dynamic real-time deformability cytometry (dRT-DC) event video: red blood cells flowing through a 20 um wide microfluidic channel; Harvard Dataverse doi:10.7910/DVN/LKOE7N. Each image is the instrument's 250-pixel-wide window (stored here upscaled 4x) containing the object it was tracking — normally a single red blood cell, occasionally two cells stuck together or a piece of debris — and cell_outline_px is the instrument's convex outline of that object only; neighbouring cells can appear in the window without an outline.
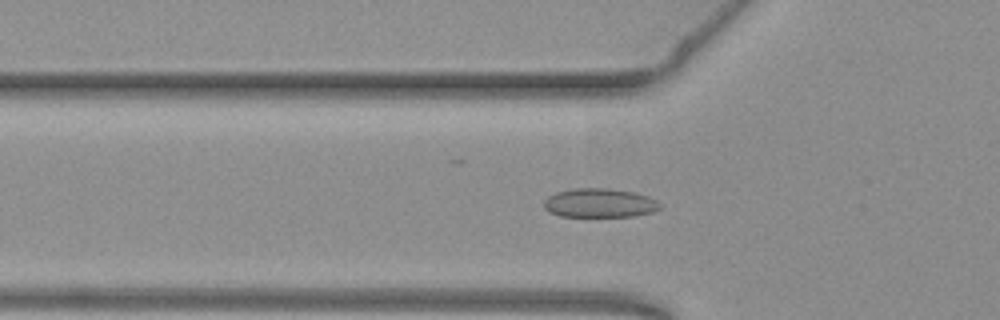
{"species": "common noctule bat (a hibernating species)", "species_latin": "Nyctalus noctula", "temperature_condition": "warm", "stored_images_in_passage": 54, "camera_frame_rate_fps": 3000, "um_per_image_px": 0.085, "animal": {"sex": "female", "body_mass_g": 19.3, "forearm_length_mm": 54.1}, "frame": {"image": 1, "passage_image": 18, "time_ms": 5.667, "image_size_px": [1000, 320], "cell_outline_px": [[660, 208], [652, 212], [636, 216], [560, 216], [548, 212], [544, 208], [544, 200], [548, 196], [556, 192], [576, 188], [608, 188], [636, 192], [648, 196], [656, 200], [660, 204]], "centroid_in_image_um": [50.96, 17.25], "position_along_channel_um": 74.8, "area_um2": 19.71}}
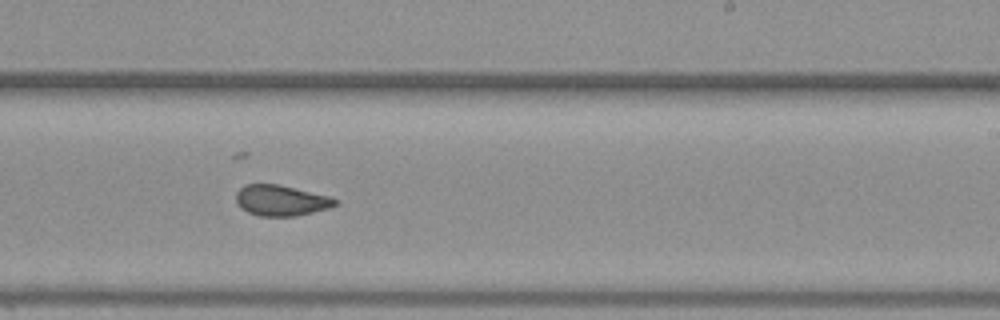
{"frame": {"image": 2, "passage_image": 33, "time_ms": 10.667, "image_size_px": [1000, 320], "cell_outline_px": [[336, 204], [328, 208], [296, 216], [260, 216], [248, 212], [240, 208], [236, 200], [236, 192], [244, 184], [280, 184], [328, 196], [336, 200]], "centroid_in_image_um": [23.83, 17.03], "position_along_channel_um": 265.2, "area_um2": 17.63}}
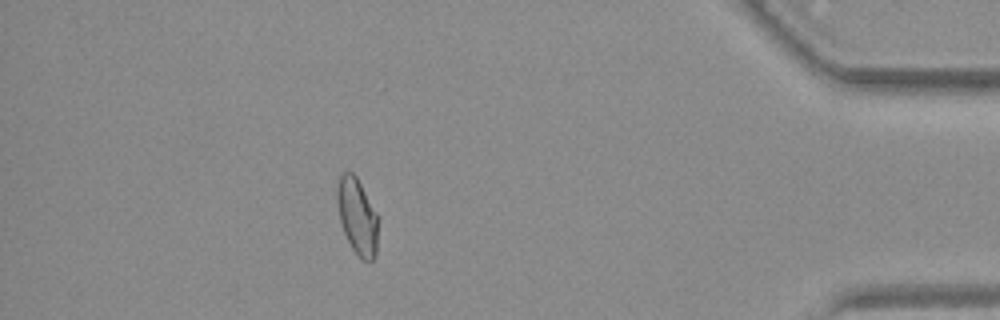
{"frame": {"image": 3, "passage_image": 48, "time_ms": 15.667, "image_size_px": [1000, 320], "cell_outline_px": [[380, 220], [376, 256], [368, 264], [360, 260], [352, 248], [344, 232], [340, 220], [336, 200], [336, 188], [340, 172], [344, 168], [352, 172], [356, 176], [380, 216]], "centroid_in_image_um": [30.4, 18.38], "position_along_channel_um": 404.8, "area_um2": 19.25}, "authors_computed_cell_mechanics": {"area_um2": 18.785, "velocity_mm_per_s": 3.7871, "shape_relaxation_time_tau1_ms": null, "shape_relaxation_time_tau2_ms": 0.9691, "deformation_change_tau1": null, "deformation_change_tau2": 0.053}}